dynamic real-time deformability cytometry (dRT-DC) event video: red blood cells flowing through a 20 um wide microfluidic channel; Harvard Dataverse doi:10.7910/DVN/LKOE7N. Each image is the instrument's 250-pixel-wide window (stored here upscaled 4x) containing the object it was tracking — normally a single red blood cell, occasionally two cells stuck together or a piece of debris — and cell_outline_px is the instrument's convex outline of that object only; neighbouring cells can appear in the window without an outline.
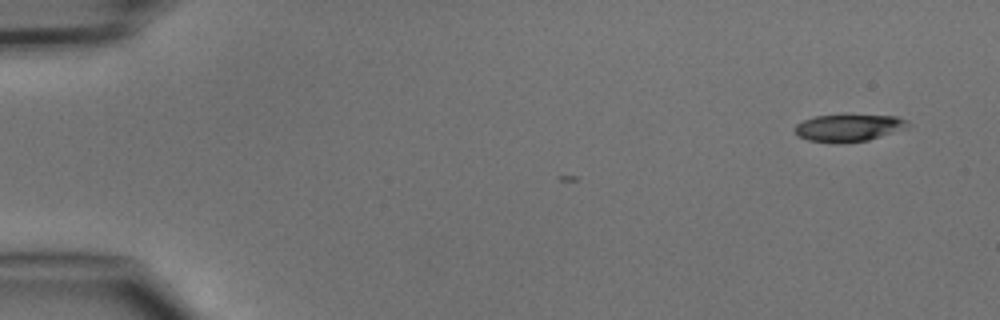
{"species": "common noctule bat (a hibernating species)", "species_latin": "Nyctalus noctula", "temperature_condition": "cold", "stored_images_in_passage": 3, "camera_frame_rate_fps": 3000, "um_per_image_px": 0.085, "animal": {"sex": "male", "body_mass_g": 15.6}, "frame": {"image": 1, "passage_image": 1, "time_ms": 0.0, "image_size_px": [1000, 320], "cell_outline_px": [[912, 124], [908, 128], [868, 140], [808, 140], [796, 136], [796, 124], [812, 116], [844, 112], [848, 112], [896, 116], [908, 120]], "centroid_in_image_um": [72.21, 10.75], "position_along_channel_um": 12.8, "area_um2": 18.26}}